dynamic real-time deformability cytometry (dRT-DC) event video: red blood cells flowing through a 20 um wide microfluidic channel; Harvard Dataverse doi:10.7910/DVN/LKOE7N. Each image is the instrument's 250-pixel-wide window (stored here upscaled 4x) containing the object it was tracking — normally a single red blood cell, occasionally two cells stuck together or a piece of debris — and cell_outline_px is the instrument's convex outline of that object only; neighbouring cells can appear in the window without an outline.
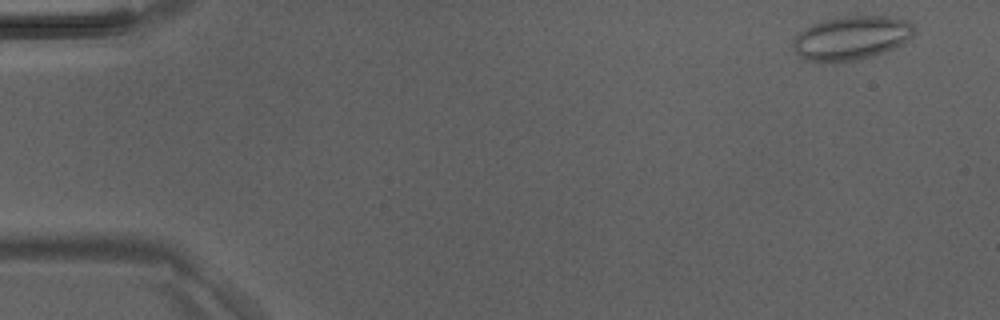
{"species": "Egyptian fruit bat (a non-hibernating species)", "species_latin": "Rousettus aegyptiacus", "temperature_condition": "room temperature", "stored_images_in_passage": 46, "camera_frame_rate_fps": 3000, "um_per_image_px": 0.085, "animal": {"sex": "male"}, "frame": {"image": 1, "passage_image": 2, "time_ms": 0.333, "image_size_px": [1000, 320], "cell_outline_px": [[916, 32], [908, 40], [892, 48], [872, 56], [852, 60], [804, 60], [792, 48], [792, 40], [796, 32], [812, 24], [824, 20], [844, 16], [888, 16], [908, 20], [912, 24]], "centroid_in_image_um": [72.35, 3.19], "position_along_channel_um": 12.7, "area_um2": 30.63}}
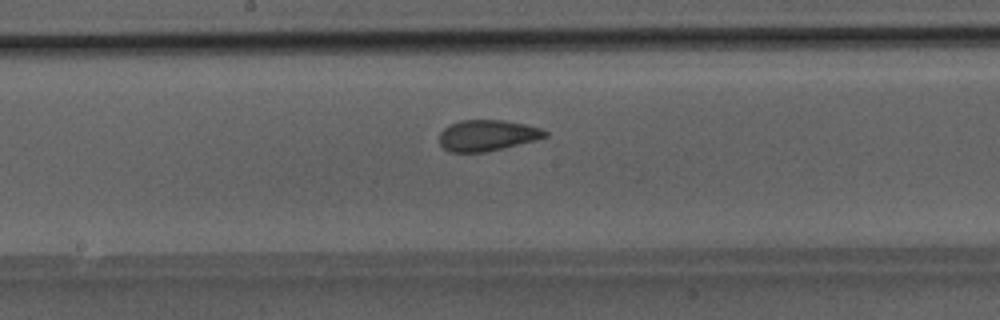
{"frame": {"image": 2, "passage_image": 24, "time_ms": 7.667, "image_size_px": [1000, 320], "cell_outline_px": [[548, 136], [536, 140], [484, 152], [448, 152], [440, 144], [440, 132], [448, 124], [460, 120], [500, 120], [524, 124], [544, 128], [548, 132]], "centroid_in_image_um": [41.41, 11.5], "position_along_channel_um": 206.8, "area_um2": 19.13}}
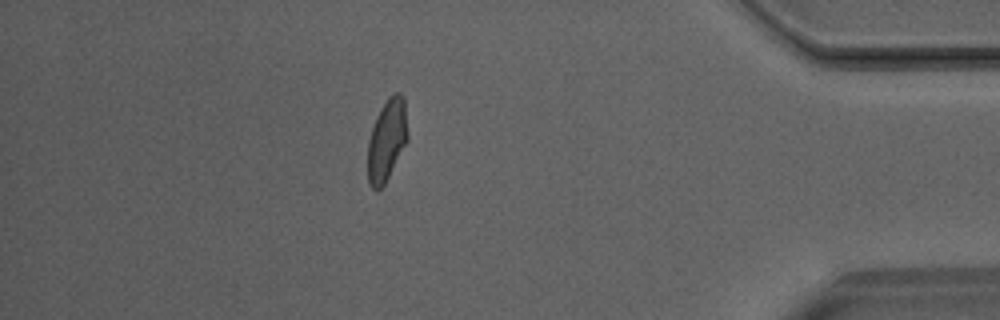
{"frame": {"image": 3, "passage_image": 40, "time_ms": 13.0, "image_size_px": [1000, 320], "cell_outline_px": [[408, 140], [384, 184], [376, 192], [368, 184], [368, 140], [376, 116], [380, 108], [388, 96], [392, 92], [400, 92], [404, 96], [408, 132]], "centroid_in_image_um": [32.89, 11.86], "position_along_channel_um": 402.3, "area_um2": 19.25}}